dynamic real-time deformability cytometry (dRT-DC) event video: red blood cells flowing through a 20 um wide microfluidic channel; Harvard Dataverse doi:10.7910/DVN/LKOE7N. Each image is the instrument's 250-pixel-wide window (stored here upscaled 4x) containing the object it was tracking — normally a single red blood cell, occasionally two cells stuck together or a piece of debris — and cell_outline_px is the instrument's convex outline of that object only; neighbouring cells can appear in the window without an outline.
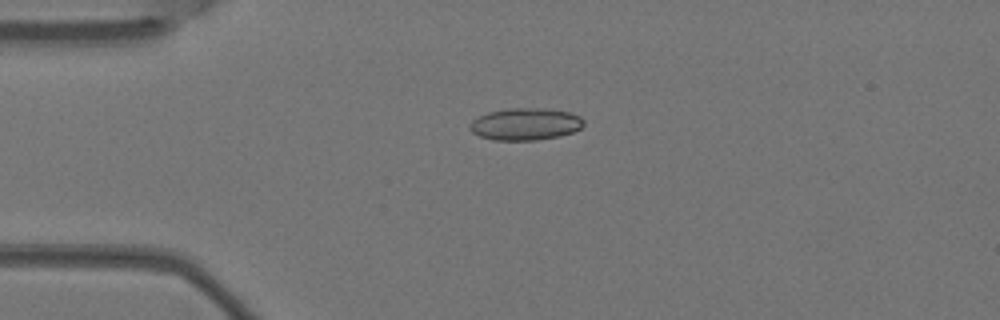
{"species": "Egyptian fruit bat (a non-hibernating species)", "species_latin": "Rousettus aegyptiacus", "temperature_condition": "warm", "stored_images_in_passage": 2, "camera_frame_rate_fps": 3000, "um_per_image_px": 0.085, "animal": {"sex": "female"}, "frame": {"image": 1, "passage_image": 1, "time_ms": 0.0, "image_size_px": [1000, 320], "cell_outline_px": [[584, 124], [580, 128], [572, 132], [560, 136], [536, 140], [492, 140], [480, 136], [472, 132], [468, 128], [468, 124], [472, 120], [488, 112], [508, 108], [544, 108], [568, 112], [580, 116], [584, 120]], "centroid_in_image_um": [44.64, 10.55], "position_along_channel_um": 40.4, "area_um2": 21.39}}